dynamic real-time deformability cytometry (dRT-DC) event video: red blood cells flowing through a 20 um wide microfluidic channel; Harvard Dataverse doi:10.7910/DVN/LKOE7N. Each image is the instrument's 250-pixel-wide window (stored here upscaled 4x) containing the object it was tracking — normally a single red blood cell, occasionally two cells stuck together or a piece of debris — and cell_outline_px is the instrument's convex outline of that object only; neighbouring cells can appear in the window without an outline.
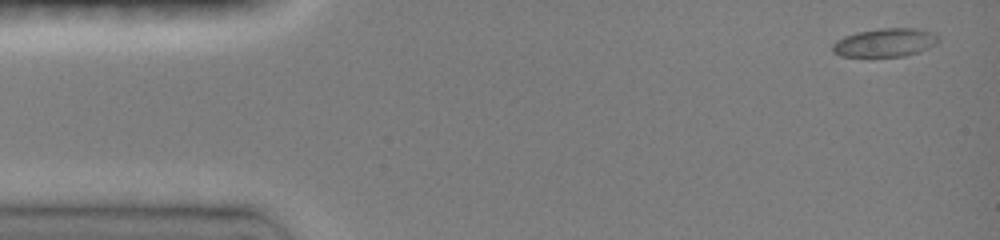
{"species": "common noctule bat (a hibernating species)", "species_latin": "Nyctalus noctula", "temperature_condition": "room temperature", "stored_images_in_passage": 11, "camera_frame_rate_fps": 3000, "um_per_image_px": 0.085, "animal": {"sex": "female", "body_mass_g": 19.0, "forearm_length_mm": 51.5}, "frame": {"image": 1, "passage_image": 1, "time_ms": 0.0, "image_size_px": [1000, 240], "cell_outline_px": [[940, 40], [936, 44], [928, 48], [904, 56], [840, 56], [832, 52], [832, 44], [836, 40], [844, 36], [856, 32], [880, 28], [916, 28], [932, 32], [940, 36]], "centroid_in_image_um": [75.22, 3.61], "position_along_channel_um": 9.8, "area_um2": 17.63}}
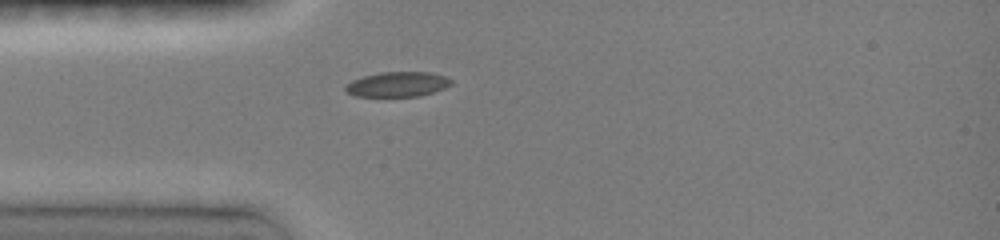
{"frame": {"image": 2, "passage_image": 7, "time_ms": 3.667, "image_size_px": [1000, 240], "cell_outline_px": [[452, 84], [444, 88], [420, 96], [356, 96], [348, 92], [344, 88], [344, 84], [352, 80], [364, 76], [380, 72], [428, 72], [444, 76], [452, 80]], "centroid_in_image_um": [33.77, 7.16], "position_along_channel_um": 51.2, "area_um2": 15.26}}
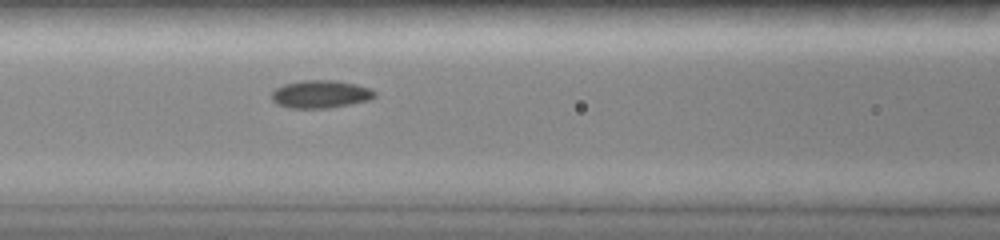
{"frame": {"image": 3, "passage_image": 11, "time_ms": 6.0, "image_size_px": [1000, 240], "cell_outline_px": [[376, 96], [368, 100], [328, 108], [288, 108], [276, 104], [272, 100], [272, 92], [276, 88], [284, 84], [300, 80], [336, 80], [356, 84], [368, 88], [376, 92]], "centroid_in_image_um": [27.21, 8.0], "position_along_channel_um": 139.4, "area_um2": 16.7}}